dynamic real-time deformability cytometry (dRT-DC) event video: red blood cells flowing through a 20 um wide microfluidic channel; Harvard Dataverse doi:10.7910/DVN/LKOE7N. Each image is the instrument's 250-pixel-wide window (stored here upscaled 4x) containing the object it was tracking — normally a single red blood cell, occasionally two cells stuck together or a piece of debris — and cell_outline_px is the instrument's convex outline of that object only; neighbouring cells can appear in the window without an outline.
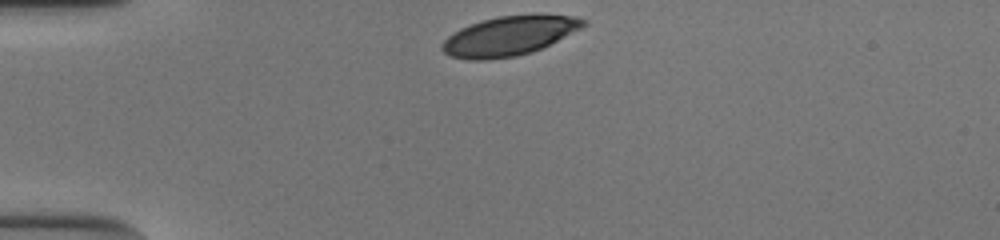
{"species": "human", "species_latin": "Homo sapiens", "temperature_condition": "cold", "stored_images_in_passage": 32, "camera_frame_rate_fps": 3000, "um_per_image_px": 0.085, "donor": {"sex": "male"}, "frame": {"image": 1, "passage_image": 1, "time_ms": 0.0, "image_size_px": [1000, 240], "cell_outline_px": [[588, 24], [532, 52], [516, 56], [488, 60], [468, 60], [452, 56], [444, 52], [440, 48], [440, 44], [452, 32], [460, 28], [484, 20], [500, 16], [576, 16], [588, 20]], "centroid_in_image_um": [43.21, 3.08], "position_along_channel_um": 41.8, "area_um2": 31.67}}
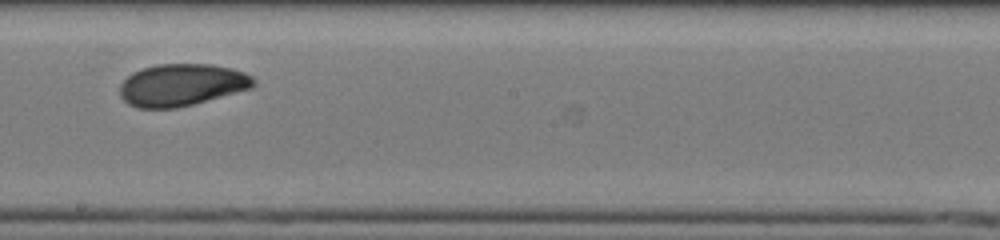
{"frame": {"image": 2, "passage_image": 19, "time_ms": 6.0, "image_size_px": [1000, 240], "cell_outline_px": [[256, 84], [252, 88], [192, 104], [176, 108], [136, 108], [128, 104], [120, 96], [120, 84], [132, 72], [144, 68], [160, 64], [212, 64], [232, 68], [244, 72], [252, 76], [256, 80]], "centroid_in_image_um": [15.45, 7.21], "position_along_channel_um": 232.7, "area_um2": 32.83}}
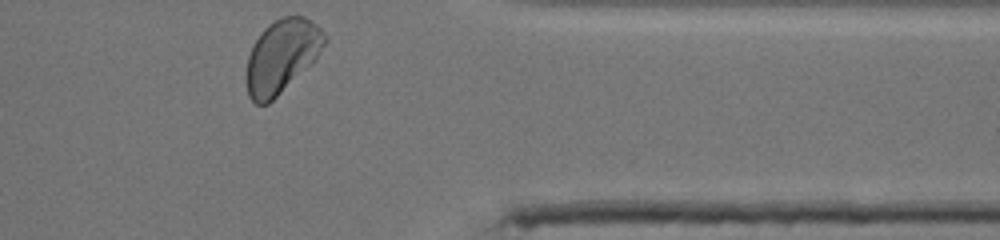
{"frame": {"image": 3, "passage_image": 32, "time_ms": 10.333, "image_size_px": [1000, 240], "cell_outline_px": [[328, 40], [316, 60], [268, 104], [256, 104], [248, 96], [244, 76], [248, 56], [252, 44], [260, 32], [268, 24], [280, 16], [304, 16], [316, 24], [328, 36]], "centroid_in_image_um": [23.94, 4.76], "position_along_channel_um": 387.5, "area_um2": 34.04}, "authors_computed_cell_mechanics": {"area_um2": 33.4084, "velocity_mm_per_s": 3.8223, "shape_relaxation_time_tau1_ms": 3.0028, "shape_relaxation_time_tau2_ms": 2.4337, "deformation_change_tau1": 0.1239, "deformation_change_tau2": 0.0547}}